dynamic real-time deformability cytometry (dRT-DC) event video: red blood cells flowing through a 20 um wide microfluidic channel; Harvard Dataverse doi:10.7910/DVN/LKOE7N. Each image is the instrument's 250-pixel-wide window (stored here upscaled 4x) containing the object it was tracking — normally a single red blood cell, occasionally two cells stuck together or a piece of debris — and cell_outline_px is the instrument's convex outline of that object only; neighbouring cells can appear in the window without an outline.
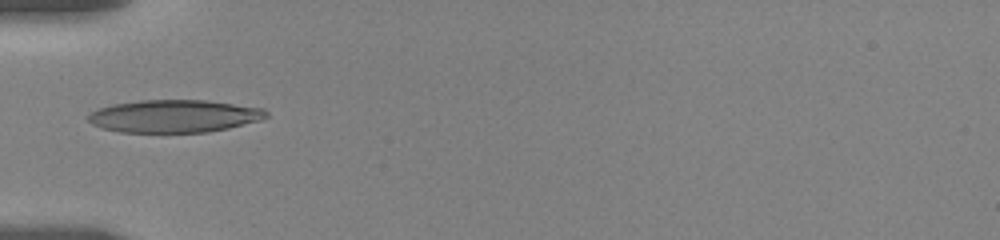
{"species": "human", "species_latin": "Homo sapiens", "temperature_condition": "room temperature", "stored_images_in_passage": 46, "camera_frame_rate_fps": 3000, "um_per_image_px": 0.085, "donor": {"sex": "female"}, "frame": {"image": 1, "passage_image": 1, "time_ms": 0.0, "image_size_px": [1000, 240], "cell_outline_px": [[268, 116], [260, 120], [228, 128], [208, 132], [120, 132], [100, 128], [92, 124], [88, 120], [88, 116], [92, 112], [100, 108], [112, 104], [140, 100], [204, 100], [264, 108], [268, 112]], "centroid_in_image_um": [14.8, 9.87], "position_along_channel_um": 70.2, "area_um2": 33.81}}
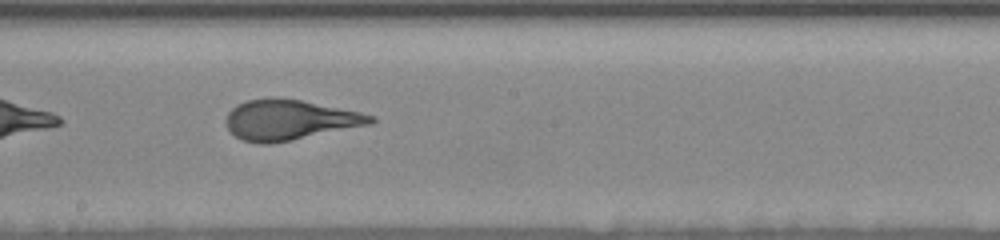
{"frame": {"image": 2, "passage_image": 15, "time_ms": 4.333, "image_size_px": [1000, 240], "cell_outline_px": [[376, 120], [372, 124], [272, 144], [260, 144], [244, 140], [236, 136], [228, 128], [224, 120], [228, 112], [236, 104], [248, 100], [272, 96], [276, 96], [300, 100], [360, 112], [376, 116]], "centroid_in_image_um": [24.6, 10.18], "position_along_channel_um": 223.6, "area_um2": 34.1}}
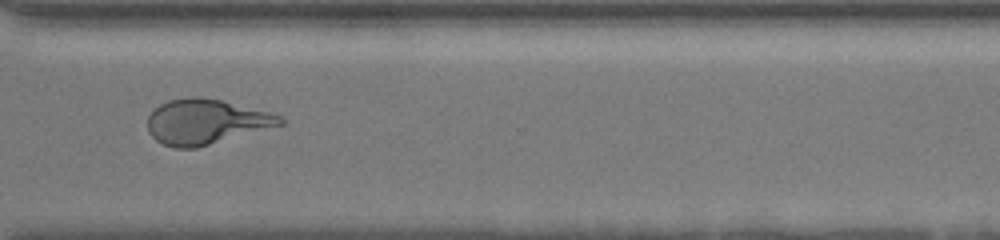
{"frame": {"image": 3, "passage_image": 26, "time_ms": 8.0, "image_size_px": [1000, 240], "cell_outline_px": [[284, 124], [196, 148], [176, 148], [164, 144], [156, 140], [148, 132], [148, 116], [160, 104], [168, 100], [192, 96], [200, 96], [220, 100], [268, 112], [280, 116], [284, 120]], "centroid_in_image_um": [17.47, 10.34], "position_along_channel_um": 353.1, "area_um2": 34.39}, "authors_computed_cell_mechanics": {"area_um2": 34.4488, "velocity_mm_per_s": 3.5459, "shape_relaxation_time_tau1_ms": 7.626, "shape_relaxation_time_tau2_ms": 0.7059, "deformation_change_tau1": 0.2328, "deformation_change_tau2": 0.0731}}